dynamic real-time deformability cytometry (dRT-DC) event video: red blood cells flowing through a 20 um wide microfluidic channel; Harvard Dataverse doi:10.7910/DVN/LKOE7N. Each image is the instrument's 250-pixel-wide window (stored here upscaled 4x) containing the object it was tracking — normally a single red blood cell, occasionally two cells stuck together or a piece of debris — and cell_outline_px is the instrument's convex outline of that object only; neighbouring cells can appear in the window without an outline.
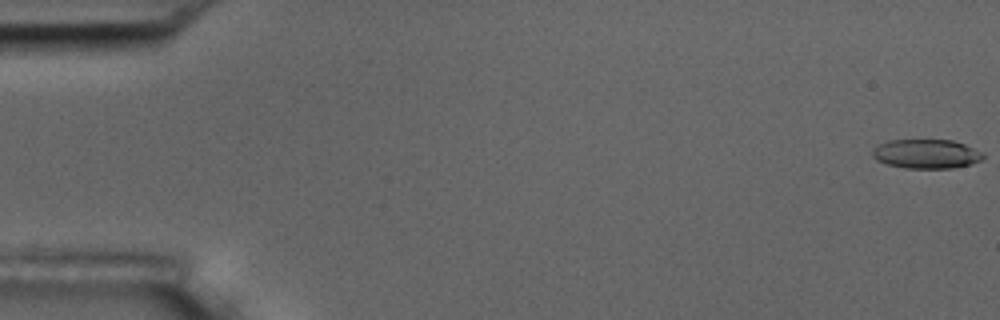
{"species": "common noctule bat (a hibernating species)", "species_latin": "Nyctalus noctula", "temperature_condition": "room temperature", "stored_images_in_passage": 18, "camera_frame_rate_fps": 3000, "um_per_image_px": 0.085, "animal": {"sex": "male", "body_mass_g": 17.5, "forearm_length_mm": 52.3}, "frame": {"image": 1, "passage_image": 1, "time_ms": 0.0, "image_size_px": [1000, 320], "cell_outline_px": [[984, 156], [980, 160], [972, 164], [952, 168], [904, 168], [888, 164], [876, 160], [872, 156], [872, 152], [880, 144], [888, 140], [952, 140], [964, 144], [984, 152]], "centroid_in_image_um": [78.76, 13.08], "position_along_channel_um": 6.2, "area_um2": 18.79}}
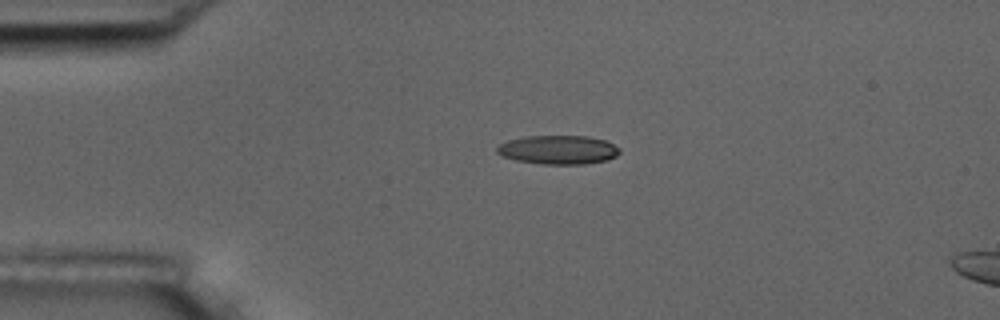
{"frame": {"image": 2, "passage_image": 13, "time_ms": 4.0, "image_size_px": [1000, 320], "cell_outline_px": [[620, 152], [616, 156], [608, 160], [584, 164], [544, 164], [516, 160], [504, 156], [496, 152], [496, 148], [500, 144], [508, 140], [524, 136], [588, 136], [604, 140], [620, 148]], "centroid_in_image_um": [47.46, 12.73], "position_along_channel_um": 37.5, "area_um2": 20.58}}